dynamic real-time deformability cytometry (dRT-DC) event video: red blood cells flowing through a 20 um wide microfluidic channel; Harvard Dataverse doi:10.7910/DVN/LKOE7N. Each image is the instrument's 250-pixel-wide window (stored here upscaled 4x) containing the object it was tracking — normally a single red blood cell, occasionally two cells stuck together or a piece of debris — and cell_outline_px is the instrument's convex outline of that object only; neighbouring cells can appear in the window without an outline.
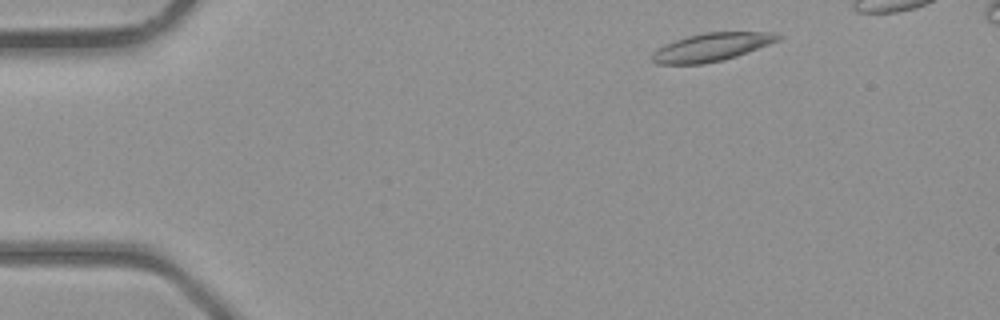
{"species": "common noctule bat (a hibernating species)", "species_latin": "Nyctalus noctula", "temperature_condition": "room temperature", "stored_images_in_passage": 3, "camera_frame_rate_fps": 3000, "um_per_image_px": 0.085, "animal": {"sex": "male", "body_mass_g": 23.1, "forearm_length_mm": 52.7}, "frame": {"image": 1, "passage_image": 1, "time_ms": 0.0, "image_size_px": [1000, 320], "cell_outline_px": [[780, 40], [736, 56], [704, 64], [656, 64], [652, 60], [652, 52], [676, 40], [688, 36], [704, 32], [768, 32], [780, 36]], "centroid_in_image_um": [60.46, 4.01], "position_along_channel_um": 24.5, "area_um2": 20.17}}